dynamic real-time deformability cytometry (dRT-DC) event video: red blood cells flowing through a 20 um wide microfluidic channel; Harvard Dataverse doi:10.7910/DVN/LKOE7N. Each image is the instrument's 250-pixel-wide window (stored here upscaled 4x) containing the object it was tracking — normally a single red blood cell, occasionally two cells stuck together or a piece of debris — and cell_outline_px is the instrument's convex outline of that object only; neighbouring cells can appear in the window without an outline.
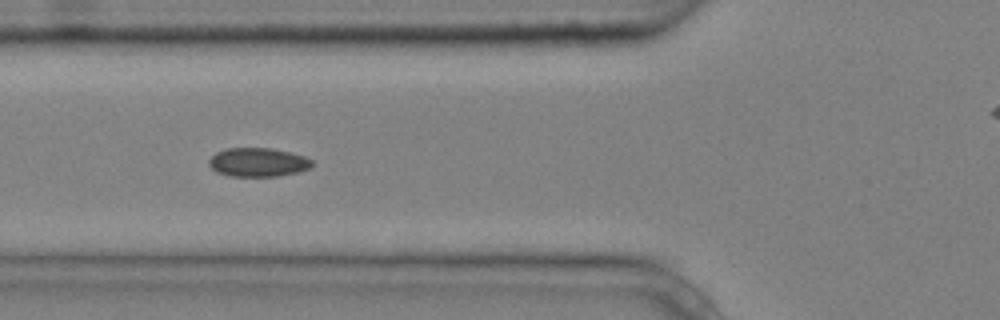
{"species": "common noctule bat (a hibernating species)", "species_latin": "Nyctalus noctula", "temperature_condition": "cold", "stored_images_in_passage": 6, "camera_frame_rate_fps": 3000, "um_per_image_px": 0.085, "animal": {"sex": "male", "body_mass_g": 20.4}, "frame": {"image": 1, "passage_image": 5, "time_ms": 1.333, "image_size_px": [1000, 320], "cell_outline_px": [[312, 164], [308, 168], [300, 172], [276, 176], [232, 176], [216, 172], [208, 164], [208, 160], [216, 152], [224, 148], [272, 148], [304, 156], [312, 160]], "centroid_in_image_um": [21.9, 13.79], "position_along_channel_um": 103.9, "area_um2": 17.28}}